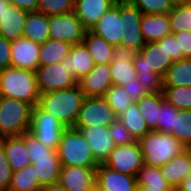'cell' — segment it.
Here are the masks:
<instances>
[{"label": "cell", "instance_id": "6da1fadb", "mask_svg": "<svg viewBox=\"0 0 191 191\" xmlns=\"http://www.w3.org/2000/svg\"><path fill=\"white\" fill-rule=\"evenodd\" d=\"M173 62L166 50V37L147 42L133 60L136 78L148 93H161L163 77Z\"/></svg>", "mask_w": 191, "mask_h": 191}, {"label": "cell", "instance_id": "7a4b0ae2", "mask_svg": "<svg viewBox=\"0 0 191 191\" xmlns=\"http://www.w3.org/2000/svg\"><path fill=\"white\" fill-rule=\"evenodd\" d=\"M84 98V92L77 84L68 89L40 94L38 106L64 127H74Z\"/></svg>", "mask_w": 191, "mask_h": 191}, {"label": "cell", "instance_id": "3957f363", "mask_svg": "<svg viewBox=\"0 0 191 191\" xmlns=\"http://www.w3.org/2000/svg\"><path fill=\"white\" fill-rule=\"evenodd\" d=\"M0 97L21 100L32 107L38 105L36 72L13 66L0 70Z\"/></svg>", "mask_w": 191, "mask_h": 191}, {"label": "cell", "instance_id": "277c9868", "mask_svg": "<svg viewBox=\"0 0 191 191\" xmlns=\"http://www.w3.org/2000/svg\"><path fill=\"white\" fill-rule=\"evenodd\" d=\"M144 165L161 167L187 148L172 134L150 131L138 140Z\"/></svg>", "mask_w": 191, "mask_h": 191}, {"label": "cell", "instance_id": "5b68a950", "mask_svg": "<svg viewBox=\"0 0 191 191\" xmlns=\"http://www.w3.org/2000/svg\"><path fill=\"white\" fill-rule=\"evenodd\" d=\"M57 152L61 166L98 167L90 145L80 130L65 128L61 134Z\"/></svg>", "mask_w": 191, "mask_h": 191}, {"label": "cell", "instance_id": "8992f818", "mask_svg": "<svg viewBox=\"0 0 191 191\" xmlns=\"http://www.w3.org/2000/svg\"><path fill=\"white\" fill-rule=\"evenodd\" d=\"M32 106L14 98L0 97V138L28 132Z\"/></svg>", "mask_w": 191, "mask_h": 191}, {"label": "cell", "instance_id": "52a82bcc", "mask_svg": "<svg viewBox=\"0 0 191 191\" xmlns=\"http://www.w3.org/2000/svg\"><path fill=\"white\" fill-rule=\"evenodd\" d=\"M117 120L103 96H85L74 128L109 127Z\"/></svg>", "mask_w": 191, "mask_h": 191}, {"label": "cell", "instance_id": "ba28073f", "mask_svg": "<svg viewBox=\"0 0 191 191\" xmlns=\"http://www.w3.org/2000/svg\"><path fill=\"white\" fill-rule=\"evenodd\" d=\"M120 15L122 20L120 46L139 52L146 44L140 29L143 14L130 0H120Z\"/></svg>", "mask_w": 191, "mask_h": 191}, {"label": "cell", "instance_id": "9c48e42d", "mask_svg": "<svg viewBox=\"0 0 191 191\" xmlns=\"http://www.w3.org/2000/svg\"><path fill=\"white\" fill-rule=\"evenodd\" d=\"M103 165L120 173L137 176L139 169L144 165V156L138 141L115 146Z\"/></svg>", "mask_w": 191, "mask_h": 191}, {"label": "cell", "instance_id": "30bf717a", "mask_svg": "<svg viewBox=\"0 0 191 191\" xmlns=\"http://www.w3.org/2000/svg\"><path fill=\"white\" fill-rule=\"evenodd\" d=\"M66 127L38 105L32 107L29 132L45 146L57 149L61 134Z\"/></svg>", "mask_w": 191, "mask_h": 191}, {"label": "cell", "instance_id": "8fae6325", "mask_svg": "<svg viewBox=\"0 0 191 191\" xmlns=\"http://www.w3.org/2000/svg\"><path fill=\"white\" fill-rule=\"evenodd\" d=\"M86 31L73 11L49 16V39L68 42L71 45L79 44L82 43Z\"/></svg>", "mask_w": 191, "mask_h": 191}, {"label": "cell", "instance_id": "7c38bea8", "mask_svg": "<svg viewBox=\"0 0 191 191\" xmlns=\"http://www.w3.org/2000/svg\"><path fill=\"white\" fill-rule=\"evenodd\" d=\"M35 72L40 94L68 89L78 84L77 79L65 69L63 63L38 66Z\"/></svg>", "mask_w": 191, "mask_h": 191}, {"label": "cell", "instance_id": "4fadbf2b", "mask_svg": "<svg viewBox=\"0 0 191 191\" xmlns=\"http://www.w3.org/2000/svg\"><path fill=\"white\" fill-rule=\"evenodd\" d=\"M96 171L97 167L62 166L59 183L68 191H93Z\"/></svg>", "mask_w": 191, "mask_h": 191}, {"label": "cell", "instance_id": "5bb4252c", "mask_svg": "<svg viewBox=\"0 0 191 191\" xmlns=\"http://www.w3.org/2000/svg\"><path fill=\"white\" fill-rule=\"evenodd\" d=\"M138 52L123 46H114L113 61L110 63L112 85L124 86L136 78L133 60Z\"/></svg>", "mask_w": 191, "mask_h": 191}, {"label": "cell", "instance_id": "9a60e30c", "mask_svg": "<svg viewBox=\"0 0 191 191\" xmlns=\"http://www.w3.org/2000/svg\"><path fill=\"white\" fill-rule=\"evenodd\" d=\"M90 31L102 37L113 46L120 45L122 33L120 0H116L115 4L109 8Z\"/></svg>", "mask_w": 191, "mask_h": 191}, {"label": "cell", "instance_id": "2e32d148", "mask_svg": "<svg viewBox=\"0 0 191 191\" xmlns=\"http://www.w3.org/2000/svg\"><path fill=\"white\" fill-rule=\"evenodd\" d=\"M136 176H130L99 164L96 171V188L99 191H136Z\"/></svg>", "mask_w": 191, "mask_h": 191}, {"label": "cell", "instance_id": "e0dca14e", "mask_svg": "<svg viewBox=\"0 0 191 191\" xmlns=\"http://www.w3.org/2000/svg\"><path fill=\"white\" fill-rule=\"evenodd\" d=\"M41 44L21 37L11 41V66L36 71Z\"/></svg>", "mask_w": 191, "mask_h": 191}, {"label": "cell", "instance_id": "ac0fdd59", "mask_svg": "<svg viewBox=\"0 0 191 191\" xmlns=\"http://www.w3.org/2000/svg\"><path fill=\"white\" fill-rule=\"evenodd\" d=\"M78 85L85 96H104L112 86L110 64L95 65L88 74L78 80Z\"/></svg>", "mask_w": 191, "mask_h": 191}, {"label": "cell", "instance_id": "d6986e66", "mask_svg": "<svg viewBox=\"0 0 191 191\" xmlns=\"http://www.w3.org/2000/svg\"><path fill=\"white\" fill-rule=\"evenodd\" d=\"M80 130L90 145L95 160L103 164L115 144L109 134V127L75 128Z\"/></svg>", "mask_w": 191, "mask_h": 191}, {"label": "cell", "instance_id": "ffe728a7", "mask_svg": "<svg viewBox=\"0 0 191 191\" xmlns=\"http://www.w3.org/2000/svg\"><path fill=\"white\" fill-rule=\"evenodd\" d=\"M161 175L167 180L174 191L191 174V148L160 167Z\"/></svg>", "mask_w": 191, "mask_h": 191}, {"label": "cell", "instance_id": "44dd1931", "mask_svg": "<svg viewBox=\"0 0 191 191\" xmlns=\"http://www.w3.org/2000/svg\"><path fill=\"white\" fill-rule=\"evenodd\" d=\"M115 2L116 0H75L73 12L84 27L91 30Z\"/></svg>", "mask_w": 191, "mask_h": 191}, {"label": "cell", "instance_id": "7402d4cb", "mask_svg": "<svg viewBox=\"0 0 191 191\" xmlns=\"http://www.w3.org/2000/svg\"><path fill=\"white\" fill-rule=\"evenodd\" d=\"M62 63L65 69L68 70L77 81L88 74L96 65L90 52L83 43L72 45L69 54Z\"/></svg>", "mask_w": 191, "mask_h": 191}, {"label": "cell", "instance_id": "603a6c76", "mask_svg": "<svg viewBox=\"0 0 191 191\" xmlns=\"http://www.w3.org/2000/svg\"><path fill=\"white\" fill-rule=\"evenodd\" d=\"M0 143L3 145L12 172L24 169L31 164L25 145V133L0 138Z\"/></svg>", "mask_w": 191, "mask_h": 191}, {"label": "cell", "instance_id": "cb8c5ba5", "mask_svg": "<svg viewBox=\"0 0 191 191\" xmlns=\"http://www.w3.org/2000/svg\"><path fill=\"white\" fill-rule=\"evenodd\" d=\"M30 161L34 166L40 188L59 182L62 166L57 150H54L49 157L30 158Z\"/></svg>", "mask_w": 191, "mask_h": 191}, {"label": "cell", "instance_id": "d4e9b609", "mask_svg": "<svg viewBox=\"0 0 191 191\" xmlns=\"http://www.w3.org/2000/svg\"><path fill=\"white\" fill-rule=\"evenodd\" d=\"M144 41L156 42L171 35L169 13L143 14L140 26Z\"/></svg>", "mask_w": 191, "mask_h": 191}, {"label": "cell", "instance_id": "484cf974", "mask_svg": "<svg viewBox=\"0 0 191 191\" xmlns=\"http://www.w3.org/2000/svg\"><path fill=\"white\" fill-rule=\"evenodd\" d=\"M28 12L11 5L0 18V35L13 41L23 37Z\"/></svg>", "mask_w": 191, "mask_h": 191}, {"label": "cell", "instance_id": "4316f807", "mask_svg": "<svg viewBox=\"0 0 191 191\" xmlns=\"http://www.w3.org/2000/svg\"><path fill=\"white\" fill-rule=\"evenodd\" d=\"M23 37L43 44L49 39V16L37 11L28 12Z\"/></svg>", "mask_w": 191, "mask_h": 191}, {"label": "cell", "instance_id": "83f0119b", "mask_svg": "<svg viewBox=\"0 0 191 191\" xmlns=\"http://www.w3.org/2000/svg\"><path fill=\"white\" fill-rule=\"evenodd\" d=\"M82 43L90 52L96 65L110 64L113 61L114 46L90 30L86 31Z\"/></svg>", "mask_w": 191, "mask_h": 191}, {"label": "cell", "instance_id": "f1b7e54d", "mask_svg": "<svg viewBox=\"0 0 191 191\" xmlns=\"http://www.w3.org/2000/svg\"><path fill=\"white\" fill-rule=\"evenodd\" d=\"M164 99L163 92L149 93L135 102L150 131L158 132L159 107Z\"/></svg>", "mask_w": 191, "mask_h": 191}, {"label": "cell", "instance_id": "f546056e", "mask_svg": "<svg viewBox=\"0 0 191 191\" xmlns=\"http://www.w3.org/2000/svg\"><path fill=\"white\" fill-rule=\"evenodd\" d=\"M71 44L60 40L48 39L41 44L39 51V66L62 63L70 52Z\"/></svg>", "mask_w": 191, "mask_h": 191}, {"label": "cell", "instance_id": "4dcf8cb0", "mask_svg": "<svg viewBox=\"0 0 191 191\" xmlns=\"http://www.w3.org/2000/svg\"><path fill=\"white\" fill-rule=\"evenodd\" d=\"M163 86H191V58L174 61L163 77Z\"/></svg>", "mask_w": 191, "mask_h": 191}, {"label": "cell", "instance_id": "1f68e13d", "mask_svg": "<svg viewBox=\"0 0 191 191\" xmlns=\"http://www.w3.org/2000/svg\"><path fill=\"white\" fill-rule=\"evenodd\" d=\"M117 119L128 129L136 141L150 132L135 102L125 112L119 115Z\"/></svg>", "mask_w": 191, "mask_h": 191}, {"label": "cell", "instance_id": "d6a6232c", "mask_svg": "<svg viewBox=\"0 0 191 191\" xmlns=\"http://www.w3.org/2000/svg\"><path fill=\"white\" fill-rule=\"evenodd\" d=\"M8 191H41L33 164L12 173Z\"/></svg>", "mask_w": 191, "mask_h": 191}, {"label": "cell", "instance_id": "836d02e7", "mask_svg": "<svg viewBox=\"0 0 191 191\" xmlns=\"http://www.w3.org/2000/svg\"><path fill=\"white\" fill-rule=\"evenodd\" d=\"M138 186L162 188V191H174L161 175L159 167L143 165L136 176Z\"/></svg>", "mask_w": 191, "mask_h": 191}, {"label": "cell", "instance_id": "e575fe53", "mask_svg": "<svg viewBox=\"0 0 191 191\" xmlns=\"http://www.w3.org/2000/svg\"><path fill=\"white\" fill-rule=\"evenodd\" d=\"M172 135L186 148H191V110H177L175 108V122Z\"/></svg>", "mask_w": 191, "mask_h": 191}, {"label": "cell", "instance_id": "d590c367", "mask_svg": "<svg viewBox=\"0 0 191 191\" xmlns=\"http://www.w3.org/2000/svg\"><path fill=\"white\" fill-rule=\"evenodd\" d=\"M163 95L177 110H191V86H163Z\"/></svg>", "mask_w": 191, "mask_h": 191}, {"label": "cell", "instance_id": "8d00e7d4", "mask_svg": "<svg viewBox=\"0 0 191 191\" xmlns=\"http://www.w3.org/2000/svg\"><path fill=\"white\" fill-rule=\"evenodd\" d=\"M169 21L172 34L188 30L191 32V3L175 5L169 12Z\"/></svg>", "mask_w": 191, "mask_h": 191}, {"label": "cell", "instance_id": "74e56055", "mask_svg": "<svg viewBox=\"0 0 191 191\" xmlns=\"http://www.w3.org/2000/svg\"><path fill=\"white\" fill-rule=\"evenodd\" d=\"M103 97L117 117L134 103V101L129 98L126 90L121 86L112 85Z\"/></svg>", "mask_w": 191, "mask_h": 191}, {"label": "cell", "instance_id": "f35d334b", "mask_svg": "<svg viewBox=\"0 0 191 191\" xmlns=\"http://www.w3.org/2000/svg\"><path fill=\"white\" fill-rule=\"evenodd\" d=\"M75 0H38L36 11L50 15H60L74 10Z\"/></svg>", "mask_w": 191, "mask_h": 191}, {"label": "cell", "instance_id": "ab89813d", "mask_svg": "<svg viewBox=\"0 0 191 191\" xmlns=\"http://www.w3.org/2000/svg\"><path fill=\"white\" fill-rule=\"evenodd\" d=\"M142 14H167L174 5L170 0H130Z\"/></svg>", "mask_w": 191, "mask_h": 191}, {"label": "cell", "instance_id": "60d3db41", "mask_svg": "<svg viewBox=\"0 0 191 191\" xmlns=\"http://www.w3.org/2000/svg\"><path fill=\"white\" fill-rule=\"evenodd\" d=\"M158 132L172 134L175 122V107L163 100L159 107Z\"/></svg>", "mask_w": 191, "mask_h": 191}, {"label": "cell", "instance_id": "b9f144b4", "mask_svg": "<svg viewBox=\"0 0 191 191\" xmlns=\"http://www.w3.org/2000/svg\"><path fill=\"white\" fill-rule=\"evenodd\" d=\"M25 145L29 158L49 157V155L55 150L45 146L29 131L25 132Z\"/></svg>", "mask_w": 191, "mask_h": 191}, {"label": "cell", "instance_id": "7bdbcfd3", "mask_svg": "<svg viewBox=\"0 0 191 191\" xmlns=\"http://www.w3.org/2000/svg\"><path fill=\"white\" fill-rule=\"evenodd\" d=\"M109 134L115 146L126 145L136 141L128 129L118 119L109 126Z\"/></svg>", "mask_w": 191, "mask_h": 191}, {"label": "cell", "instance_id": "ee69618b", "mask_svg": "<svg viewBox=\"0 0 191 191\" xmlns=\"http://www.w3.org/2000/svg\"><path fill=\"white\" fill-rule=\"evenodd\" d=\"M12 173L3 145L0 143V191H8Z\"/></svg>", "mask_w": 191, "mask_h": 191}, {"label": "cell", "instance_id": "f6af8a7d", "mask_svg": "<svg viewBox=\"0 0 191 191\" xmlns=\"http://www.w3.org/2000/svg\"><path fill=\"white\" fill-rule=\"evenodd\" d=\"M173 35L177 41L178 52H181V59L191 58V32L179 31Z\"/></svg>", "mask_w": 191, "mask_h": 191}, {"label": "cell", "instance_id": "bcb514c9", "mask_svg": "<svg viewBox=\"0 0 191 191\" xmlns=\"http://www.w3.org/2000/svg\"><path fill=\"white\" fill-rule=\"evenodd\" d=\"M126 92L128 93L129 98L136 102L137 100L141 99L142 97L148 95L149 93L146 91L145 88L141 85L137 78L131 80V82L126 83L122 86Z\"/></svg>", "mask_w": 191, "mask_h": 191}, {"label": "cell", "instance_id": "7dc6e473", "mask_svg": "<svg viewBox=\"0 0 191 191\" xmlns=\"http://www.w3.org/2000/svg\"><path fill=\"white\" fill-rule=\"evenodd\" d=\"M11 66V41L0 35V70Z\"/></svg>", "mask_w": 191, "mask_h": 191}, {"label": "cell", "instance_id": "c3c4849f", "mask_svg": "<svg viewBox=\"0 0 191 191\" xmlns=\"http://www.w3.org/2000/svg\"><path fill=\"white\" fill-rule=\"evenodd\" d=\"M166 50L173 61L181 59V52H178L177 41L173 34L166 36Z\"/></svg>", "mask_w": 191, "mask_h": 191}, {"label": "cell", "instance_id": "681fc988", "mask_svg": "<svg viewBox=\"0 0 191 191\" xmlns=\"http://www.w3.org/2000/svg\"><path fill=\"white\" fill-rule=\"evenodd\" d=\"M10 3L27 12L36 11L38 6V0H10Z\"/></svg>", "mask_w": 191, "mask_h": 191}, {"label": "cell", "instance_id": "f907efd6", "mask_svg": "<svg viewBox=\"0 0 191 191\" xmlns=\"http://www.w3.org/2000/svg\"><path fill=\"white\" fill-rule=\"evenodd\" d=\"M41 191H68L65 187H63L59 182L47 186H43Z\"/></svg>", "mask_w": 191, "mask_h": 191}, {"label": "cell", "instance_id": "816d5d0a", "mask_svg": "<svg viewBox=\"0 0 191 191\" xmlns=\"http://www.w3.org/2000/svg\"><path fill=\"white\" fill-rule=\"evenodd\" d=\"M176 191H191V174L181 183Z\"/></svg>", "mask_w": 191, "mask_h": 191}, {"label": "cell", "instance_id": "f5cc1de1", "mask_svg": "<svg viewBox=\"0 0 191 191\" xmlns=\"http://www.w3.org/2000/svg\"><path fill=\"white\" fill-rule=\"evenodd\" d=\"M11 5L10 0H0V18Z\"/></svg>", "mask_w": 191, "mask_h": 191}, {"label": "cell", "instance_id": "db71d44e", "mask_svg": "<svg viewBox=\"0 0 191 191\" xmlns=\"http://www.w3.org/2000/svg\"><path fill=\"white\" fill-rule=\"evenodd\" d=\"M136 191H162V188H152V187L137 186Z\"/></svg>", "mask_w": 191, "mask_h": 191}, {"label": "cell", "instance_id": "11a10c76", "mask_svg": "<svg viewBox=\"0 0 191 191\" xmlns=\"http://www.w3.org/2000/svg\"><path fill=\"white\" fill-rule=\"evenodd\" d=\"M171 3L175 5L190 4L191 0H170Z\"/></svg>", "mask_w": 191, "mask_h": 191}]
</instances>
